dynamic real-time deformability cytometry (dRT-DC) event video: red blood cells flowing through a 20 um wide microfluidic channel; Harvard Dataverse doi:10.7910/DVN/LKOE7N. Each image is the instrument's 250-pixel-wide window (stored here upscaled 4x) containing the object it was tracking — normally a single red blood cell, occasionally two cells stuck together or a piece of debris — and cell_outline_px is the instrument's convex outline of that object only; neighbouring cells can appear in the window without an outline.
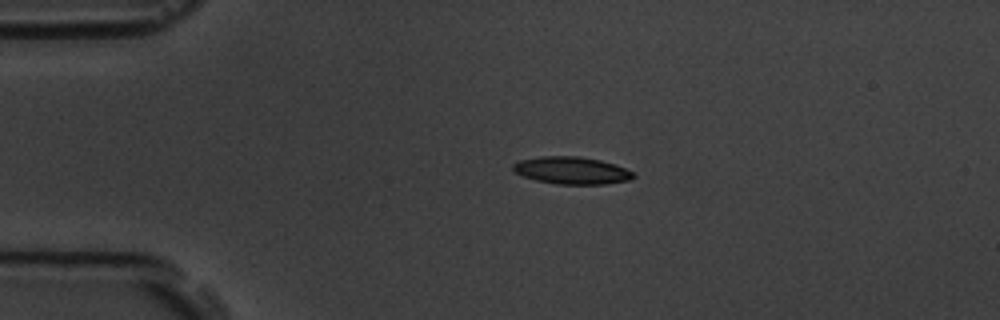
{"species": "common noctule bat (a hibernating species)", "species_latin": "Nyctalus noctula", "temperature_condition": "room temperature", "stored_images_in_passage": 7, "camera_frame_rate_fps": 3000, "um_per_image_px": 0.085, "animal": {"sex": "male", "body_mass_g": 19.5, "forearm_length_mm": 54.6}, "frame": {"image": 1, "passage_image": 3, "time_ms": 2.333, "image_size_px": [1000, 320], "cell_outline_px": [[636, 176], [632, 180], [604, 184], [556, 184], [536, 180], [524, 176], [516, 172], [512, 168], [512, 164], [520, 160], [540, 156], [580, 156], [600, 160], [616, 164], [632, 172]], "centroid_in_image_um": [48.61, 14.48], "position_along_channel_um": 36.4, "area_um2": 19.19}}
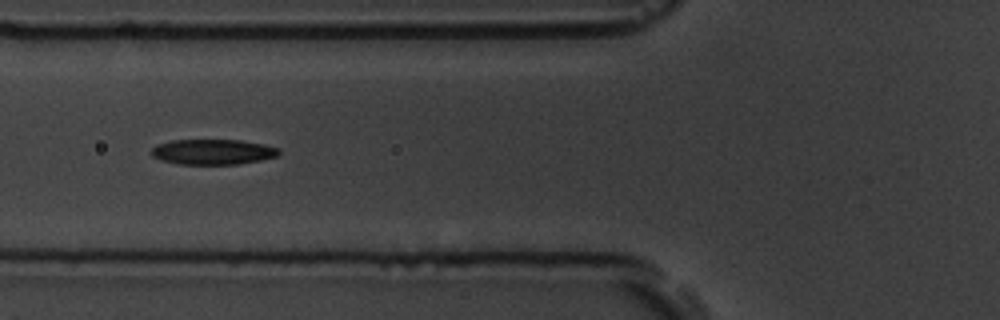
{"frame": {"image": 2, "passage_image": 6, "time_ms": 5.333, "image_size_px": [1000, 320], "cell_outline_px": [[280, 152], [276, 156], [260, 160], [236, 164], [180, 164], [160, 160], [152, 156], [148, 152], [156, 144], [172, 140], [240, 140], [264, 144], [280, 148]], "centroid_in_image_um": [18.05, 12.9], "position_along_channel_um": 107.8, "area_um2": 18.9}}
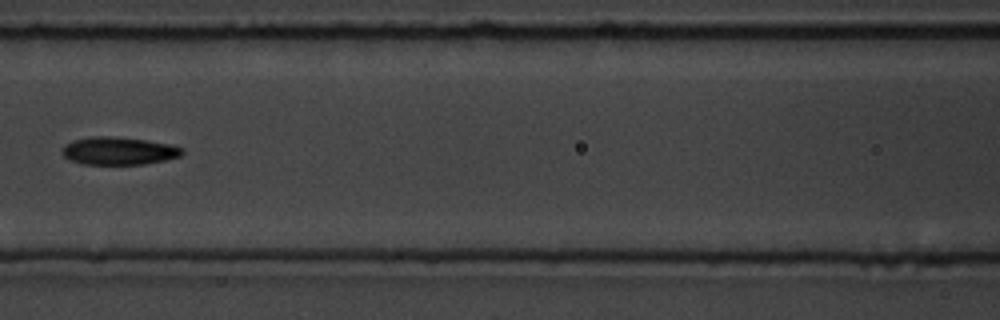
{"frame": {"image": 3, "passage_image": 7, "time_ms": 6.667, "image_size_px": [1000, 320], "cell_outline_px": [[184, 152], [180, 156], [168, 160], [144, 164], [84, 164], [68, 160], [64, 156], [64, 144], [72, 140], [92, 136], [112, 136], [144, 140], [168, 144], [184, 148]], "centroid_in_image_um": [10.1, 12.83], "position_along_channel_um": 156.5, "area_um2": 19.42}}